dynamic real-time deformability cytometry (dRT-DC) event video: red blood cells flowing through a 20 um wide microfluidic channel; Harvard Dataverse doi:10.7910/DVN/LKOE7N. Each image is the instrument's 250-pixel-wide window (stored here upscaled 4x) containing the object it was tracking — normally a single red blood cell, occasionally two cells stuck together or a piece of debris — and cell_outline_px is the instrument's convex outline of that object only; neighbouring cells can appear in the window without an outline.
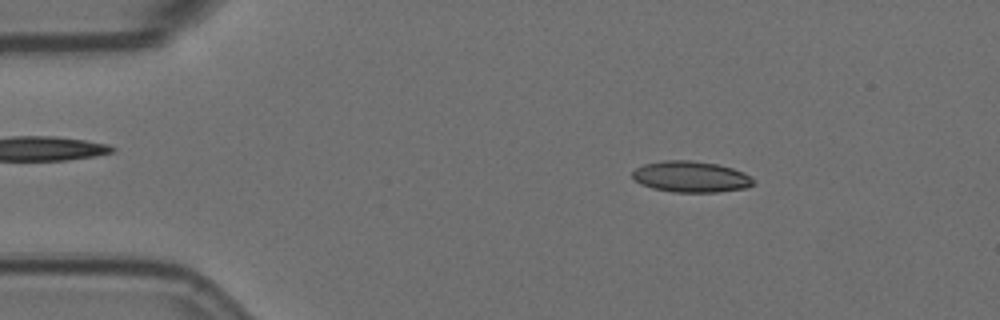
{"species": "Egyptian fruit bat (a non-hibernating species)", "species_latin": "Rousettus aegyptiacus", "temperature_condition": "room temperature", "stored_images_in_passage": 4, "camera_frame_rate_fps": 3000, "um_per_image_px": 0.085, "animal": {"sex": "female"}, "frame": {"image": 1, "passage_image": 2, "time_ms": 0.333, "image_size_px": [1000, 320], "cell_outline_px": [[756, 184], [744, 188], [720, 192], [672, 192], [652, 188], [640, 184], [632, 176], [632, 172], [636, 168], [644, 164], [664, 160], [692, 160], [716, 164], [732, 168], [744, 172], [756, 180]], "centroid_in_image_um": [58.75, 15.02], "position_along_channel_um": 26.3, "area_um2": 22.08}}